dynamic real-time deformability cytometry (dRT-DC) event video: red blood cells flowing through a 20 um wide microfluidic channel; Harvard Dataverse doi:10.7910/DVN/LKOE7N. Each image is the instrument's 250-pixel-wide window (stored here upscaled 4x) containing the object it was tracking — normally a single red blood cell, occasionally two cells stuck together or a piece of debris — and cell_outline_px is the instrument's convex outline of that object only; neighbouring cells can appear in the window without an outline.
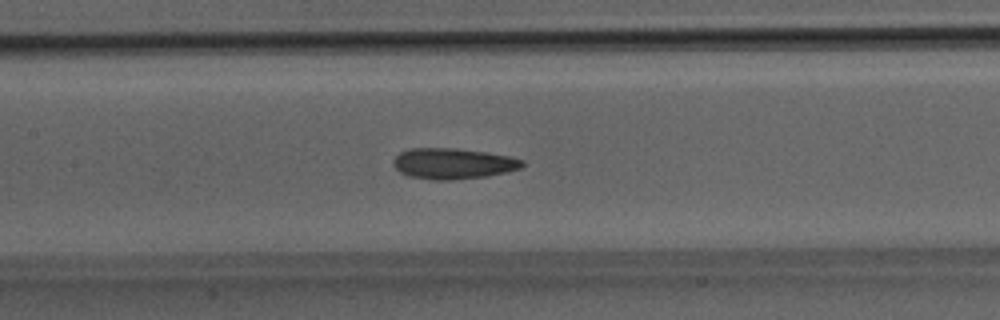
{"species": "Egyptian fruit bat (a non-hibernating species)", "species_latin": "Rousettus aegyptiacus", "temperature_condition": "room temperature", "stored_images_in_passage": 37, "camera_frame_rate_fps": 3000, "um_per_image_px": 0.085, "animal": {"sex": "male"}, "frame": {"image": 1, "passage_image": 17, "time_ms": 5.333, "image_size_px": [1000, 320], "cell_outline_px": [[524, 164], [520, 168], [488, 176], [452, 180], [432, 180], [408, 176], [400, 172], [392, 164], [392, 160], [400, 152], [408, 148], [456, 148], [488, 152], [508, 156], [524, 160]], "centroid_in_image_um": [38.47, 13.9], "position_along_channel_um": 168.9, "area_um2": 23.29}}
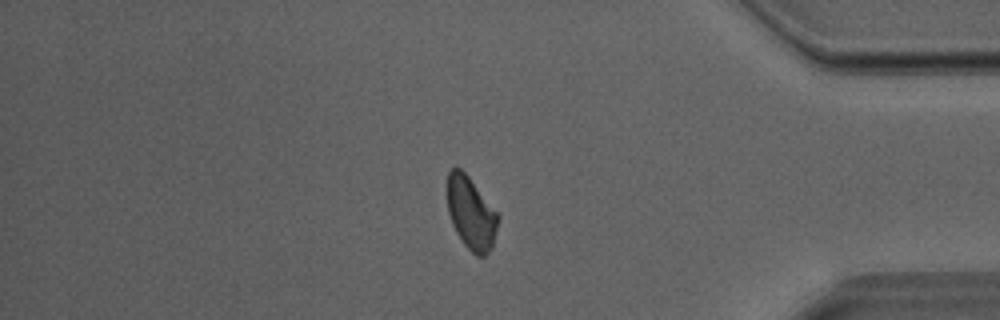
{"frame": {"image": 2, "passage_image": 31, "time_ms": 10.0, "image_size_px": [1000, 320], "cell_outline_px": [[500, 216], [492, 248], [484, 256], [476, 256], [464, 244], [456, 232], [452, 224], [448, 212], [448, 172], [452, 168], [460, 168], [468, 176]], "centroid_in_image_um": [40.05, 18.14], "position_along_channel_um": 395.2, "area_um2": 21.21}}
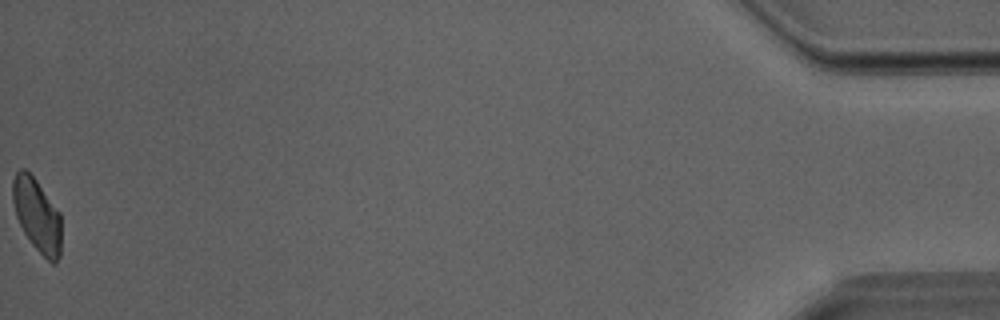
{"frame": {"image": 3, "passage_image": 37, "time_ms": 12.0, "image_size_px": [1000, 320], "cell_outline_px": [[60, 256], [52, 264], [32, 244], [24, 232], [16, 216], [12, 200], [12, 180], [16, 172], [20, 168], [24, 168], [36, 180], [60, 212]], "centroid_in_image_um": [3.13, 18.26], "position_along_channel_um": 432.1, "area_um2": 20.52}}